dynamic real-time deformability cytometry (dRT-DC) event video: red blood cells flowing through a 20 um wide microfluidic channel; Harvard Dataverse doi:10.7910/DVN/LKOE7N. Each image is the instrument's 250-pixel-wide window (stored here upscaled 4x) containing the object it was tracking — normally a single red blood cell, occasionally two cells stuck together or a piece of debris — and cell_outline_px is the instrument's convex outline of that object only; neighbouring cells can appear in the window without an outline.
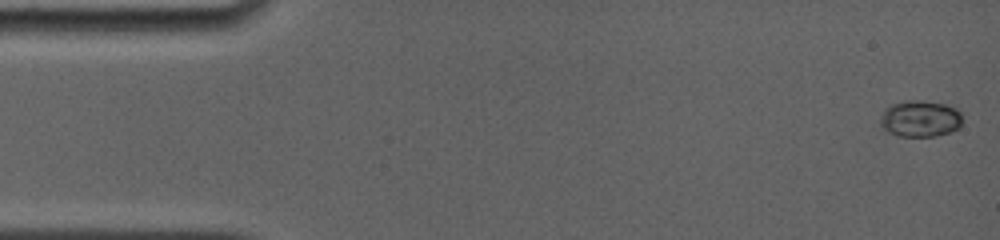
{"species": "common noctule bat (a hibernating species)", "species_latin": "Nyctalus noctula", "temperature_condition": "room temperature", "stored_images_in_passage": 33, "camera_frame_rate_fps": 4000, "um_per_image_px": 0.085, "animal": {"sex": "female", "body_mass_g": 19.0, "forearm_length_mm": 56.7}, "frame": {"image": 1, "passage_image": 1, "time_ms": 0.0, "image_size_px": [1000, 240], "cell_outline_px": [[960, 124], [956, 128], [948, 132], [936, 136], [896, 136], [888, 132], [880, 124], [880, 116], [884, 108], [892, 104], [904, 100], [920, 100], [944, 104], [956, 108], [960, 112]], "centroid_in_image_um": [78.15, 10.08], "position_along_channel_um": 6.8, "area_um2": 17.4}}
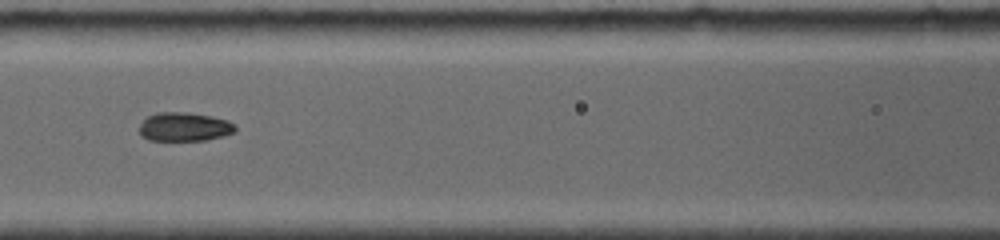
{"frame": {"image": 2, "passage_image": 15, "time_ms": 7.0, "image_size_px": [1000, 240], "cell_outline_px": [[236, 132], [224, 136], [204, 140], [148, 140], [140, 136], [140, 124], [148, 116], [156, 112], [188, 112], [212, 116], [228, 120], [236, 124]], "centroid_in_image_um": [15.7, 10.77], "position_along_channel_um": 150.9, "area_um2": 16.3}}
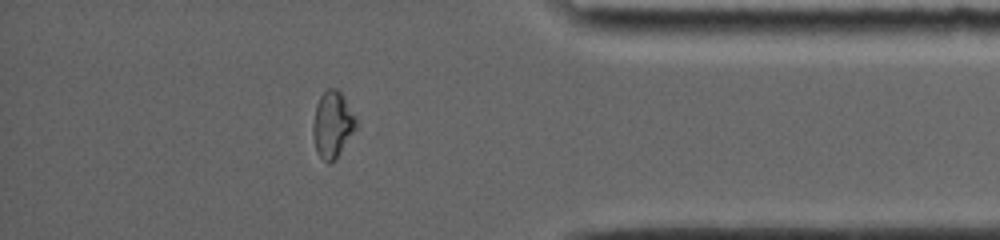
{"frame": {"image": 3, "passage_image": 29, "time_ms": 14.0, "image_size_px": [1000, 240], "cell_outline_px": [[356, 128], [336, 156], [328, 164], [316, 152], [312, 132], [312, 128], [316, 104], [320, 96], [328, 88], [336, 88], [344, 96], [356, 120]], "centroid_in_image_um": [28.23, 10.55], "position_along_channel_um": 407.0, "area_um2": 16.24}, "authors_computed_cell_mechanics": {"area_um2": 16.2996, "velocity_mm_per_s": 3.8429, "shape_relaxation_time_tau1_ms": 11.149, "shape_relaxation_time_tau2_ms": null, "deformation_change_tau1": 0.3058, "deformation_change_tau2": null}}